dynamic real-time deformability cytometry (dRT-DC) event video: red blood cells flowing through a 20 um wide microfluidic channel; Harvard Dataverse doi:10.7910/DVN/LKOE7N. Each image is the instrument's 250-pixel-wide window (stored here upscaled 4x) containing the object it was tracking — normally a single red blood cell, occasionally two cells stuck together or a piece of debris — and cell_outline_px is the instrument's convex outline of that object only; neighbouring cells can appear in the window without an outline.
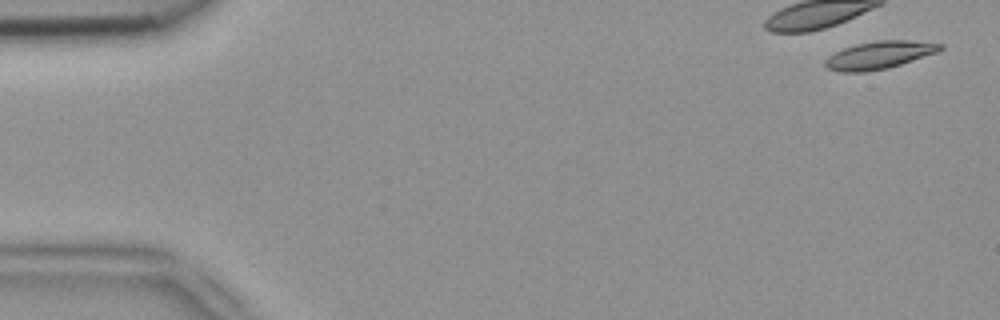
{"species": "common noctule bat (a hibernating species)", "species_latin": "Nyctalus noctula", "temperature_condition": "room temperature", "stored_images_in_passage": 3, "camera_frame_rate_fps": 3000, "um_per_image_px": 0.085, "animal": {"sex": "female", "body_mass_g": 18.4}, "frame": {"image": 1, "passage_image": 1, "time_ms": 0.0, "image_size_px": [1000, 320], "cell_outline_px": [[944, 48], [936, 52], [888, 68], [864, 72], [840, 72], [828, 68], [824, 64], [824, 60], [828, 56], [844, 48], [856, 44], [876, 40], [912, 40], [944, 44]], "centroid_in_image_um": [74.72, 4.67], "position_along_channel_um": 10.3, "area_um2": 18.44}}